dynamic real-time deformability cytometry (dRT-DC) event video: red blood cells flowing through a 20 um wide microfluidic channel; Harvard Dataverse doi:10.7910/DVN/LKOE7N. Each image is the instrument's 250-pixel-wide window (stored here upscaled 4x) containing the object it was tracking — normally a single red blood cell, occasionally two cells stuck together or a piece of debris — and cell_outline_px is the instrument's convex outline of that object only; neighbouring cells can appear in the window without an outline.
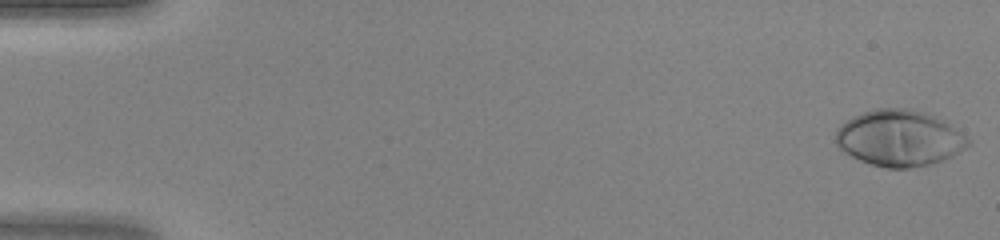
{"species": "human", "species_latin": "Homo sapiens", "temperature_condition": "warm", "stored_images_in_passage": 47, "camera_frame_rate_fps": 3000, "um_per_image_px": 0.085, "donor": {"sex": "female"}, "frame": {"image": 1, "passage_image": 1, "time_ms": 0.0, "image_size_px": [1000, 240], "cell_outline_px": [[972, 144], [952, 156], [944, 160], [928, 164], [908, 168], [884, 168], [860, 160], [844, 152], [836, 144], [836, 128], [840, 124], [852, 116], [876, 108], [912, 108], [928, 112], [948, 124], [972, 140]], "centroid_in_image_um": [76.44, 11.73], "position_along_channel_um": 8.6, "area_um2": 43.47}}
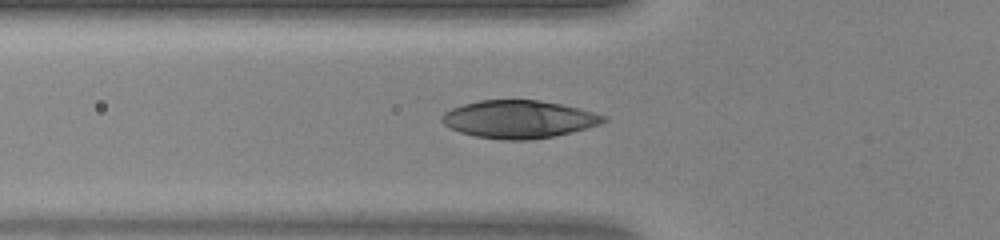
{"frame": {"image": 2, "passage_image": 17, "time_ms": 5.333, "image_size_px": [1000, 240], "cell_outline_px": [[608, 120], [600, 124], [588, 128], [572, 132], [552, 136], [528, 140], [504, 140], [476, 136], [460, 132], [444, 124], [440, 120], [440, 116], [444, 112], [452, 108], [464, 104], [480, 100], [540, 100], [580, 108], [608, 116]], "centroid_in_image_um": [44.12, 10.13], "position_along_channel_um": 81.7, "area_um2": 35.6}}
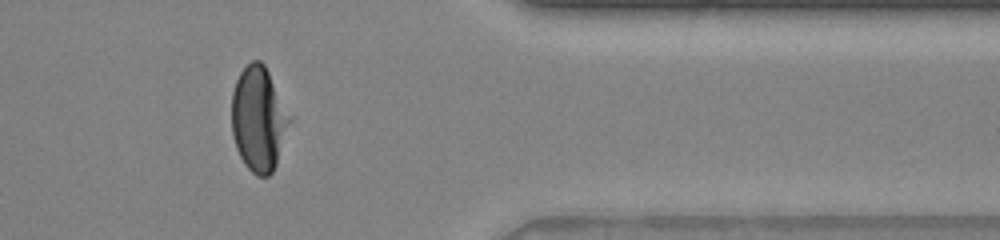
{"frame": {"image": 3, "passage_image": 39, "time_ms": 12.667, "image_size_px": [1000, 240], "cell_outline_px": [[288, 120], [276, 164], [272, 172], [268, 176], [256, 176], [244, 164], [236, 148], [232, 136], [232, 92], [236, 80], [240, 72], [252, 60], [260, 60], [264, 64], [268, 72]], "centroid_in_image_um": [21.88, 10.14], "position_along_channel_um": 389.5, "area_um2": 33.81}}